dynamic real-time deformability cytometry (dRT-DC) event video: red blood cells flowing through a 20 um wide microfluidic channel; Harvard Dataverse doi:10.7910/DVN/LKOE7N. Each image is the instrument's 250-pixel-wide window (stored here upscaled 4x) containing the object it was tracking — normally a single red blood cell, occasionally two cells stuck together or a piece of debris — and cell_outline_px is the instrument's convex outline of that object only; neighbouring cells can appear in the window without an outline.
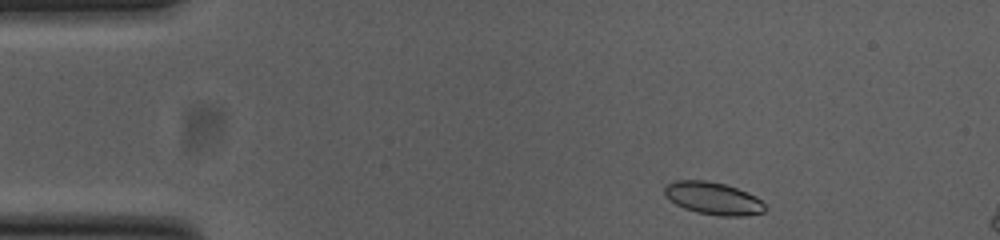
{"species": "common noctule bat (a hibernating species)", "species_latin": "Nyctalus noctula", "temperature_condition": "cold", "stored_images_in_passage": 8, "camera_frame_rate_fps": 3000, "um_per_image_px": 0.085, "animal": {"sex": "female", "body_mass_g": 23.0, "forearm_length_mm": 53.4}, "frame": {"image": 1, "passage_image": 2, "time_ms": 0.333, "image_size_px": [1000, 240], "cell_outline_px": [[768, 208], [764, 212], [744, 216], [720, 216], [696, 212], [684, 208], [676, 204], [664, 196], [664, 188], [668, 184], [676, 180], [708, 180], [724, 184], [736, 188], [756, 196]], "centroid_in_image_um": [60.62, 16.86], "position_along_channel_um": 24.4, "area_um2": 19.07}}